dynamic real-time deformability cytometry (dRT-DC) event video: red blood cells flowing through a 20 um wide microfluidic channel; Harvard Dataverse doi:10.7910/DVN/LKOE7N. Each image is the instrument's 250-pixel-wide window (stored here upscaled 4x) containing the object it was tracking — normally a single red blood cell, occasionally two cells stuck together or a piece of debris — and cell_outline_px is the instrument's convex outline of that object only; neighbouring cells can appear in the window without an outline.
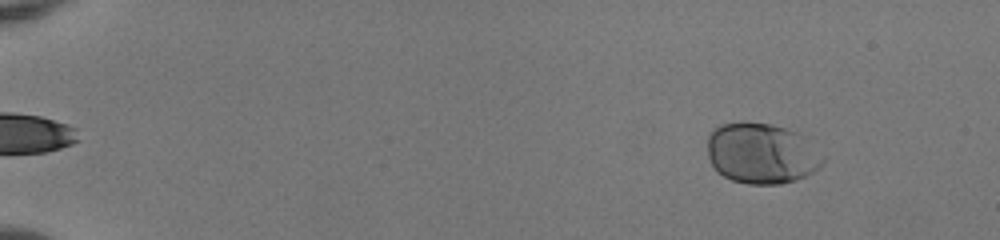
{"species": "human", "species_latin": "Homo sapiens", "temperature_condition": "room temperature", "stored_images_in_passage": 50, "camera_frame_rate_fps": 3000, "um_per_image_px": 0.085, "donor": {"sex": "female"}, "frame": {"image": 1, "passage_image": 3, "time_ms": 0.667, "image_size_px": [1000, 240], "cell_outline_px": [[824, 160], [820, 168], [796, 180], [780, 184], [748, 184], [732, 180], [716, 172], [708, 156], [708, 136], [720, 124], [740, 120], [772, 124], [800, 132], [824, 156]], "centroid_in_image_um": [64.74, 13.02], "position_along_channel_um": 20.3, "area_um2": 41.38}}
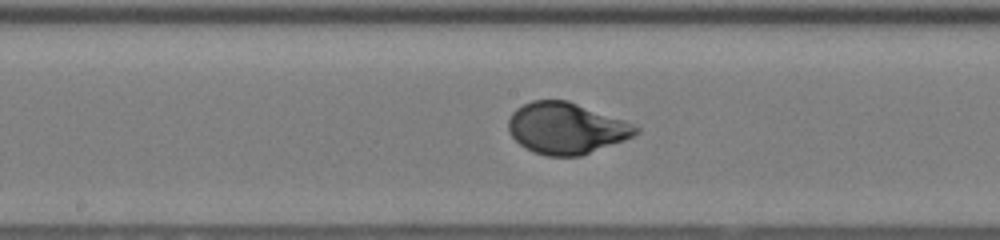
{"frame": {"image": 2, "passage_image": 27, "time_ms": 8.667, "image_size_px": [1000, 240], "cell_outline_px": [[640, 132], [624, 140], [580, 156], [548, 156], [532, 152], [524, 148], [508, 132], [508, 120], [512, 112], [516, 108], [532, 100], [568, 100], [624, 120], [640, 128]], "centroid_in_image_um": [48.1, 10.9], "position_along_channel_um": 200.1, "area_um2": 38.09}}
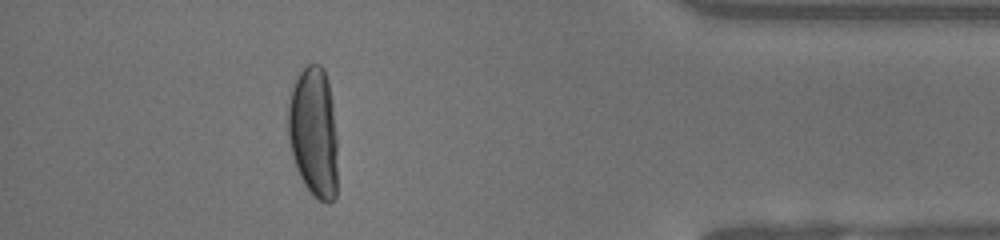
{"frame": {"image": 3, "passage_image": 45, "time_ms": 14.667, "image_size_px": [1000, 240], "cell_outline_px": [[336, 196], [328, 204], [312, 196], [308, 192], [296, 168], [292, 156], [288, 140], [288, 104], [292, 88], [300, 72], [308, 64], [320, 64], [324, 68], [328, 80], [332, 100], [336, 136]], "centroid_in_image_um": [26.65, 11.26], "position_along_channel_um": 408.5, "area_um2": 37.92}, "authors_computed_cell_mechanics": {"area_um2": 38.0324, "velocity_mm_per_s": 4.0096, "shape_relaxation_time_tau1_ms": 4.2521, "shape_relaxation_time_tau2_ms": null, "deformation_change_tau1": 0.1938, "deformation_change_tau2": null}}